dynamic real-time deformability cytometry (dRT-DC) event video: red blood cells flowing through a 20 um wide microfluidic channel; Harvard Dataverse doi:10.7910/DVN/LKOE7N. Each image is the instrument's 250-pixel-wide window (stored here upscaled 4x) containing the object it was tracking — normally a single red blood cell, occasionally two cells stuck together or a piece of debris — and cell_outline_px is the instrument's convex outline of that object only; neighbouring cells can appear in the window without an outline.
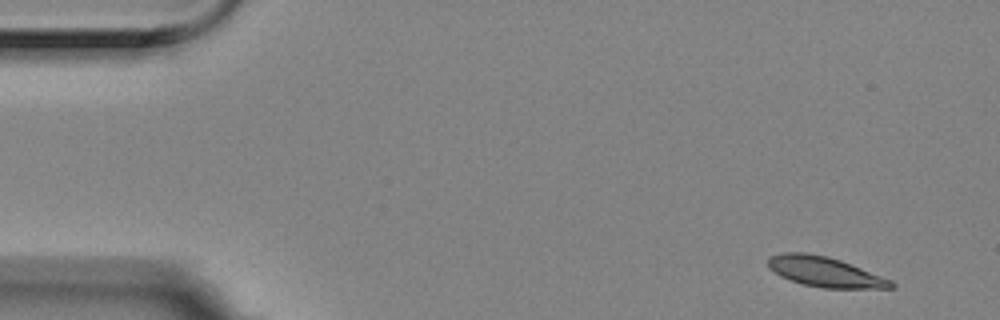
{"species": "Egyptian fruit bat (a non-hibernating species)", "species_latin": "Rousettus aegyptiacus", "temperature_condition": "room temperature", "stored_images_in_passage": 5, "segment_of_instrument_passage": [2, 2], "camera_frame_rate_fps": 3000, "um_per_image_px": 0.085, "animal": {"sex": "female"}, "frame": {"image": 1, "passage_image": 5, "time_ms": 1.333, "image_size_px": [1000, 320], "cell_outline_px": [[896, 288], [824, 288], [804, 284], [780, 276], [768, 268], [768, 256], [780, 252], [808, 252], [828, 256], [840, 260], [892, 280], [896, 284]], "centroid_in_image_um": [70.1, 23.09], "position_along_channel_um": 14.9, "area_um2": 21.62}}